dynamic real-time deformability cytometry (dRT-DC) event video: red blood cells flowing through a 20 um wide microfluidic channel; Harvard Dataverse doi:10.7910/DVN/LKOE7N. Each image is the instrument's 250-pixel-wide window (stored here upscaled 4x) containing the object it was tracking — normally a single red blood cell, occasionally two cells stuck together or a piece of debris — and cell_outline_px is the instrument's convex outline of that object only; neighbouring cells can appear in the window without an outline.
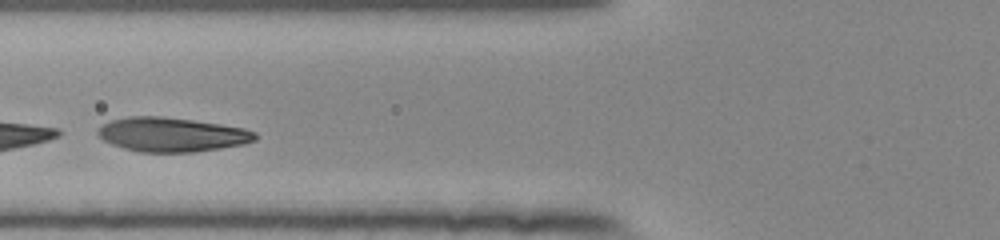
{"species": "human", "species_latin": "Homo sapiens", "temperature_condition": "room temperature", "stored_images_in_passage": 35, "segment_of_instrument_passage": [2, 2], "camera_frame_rate_fps": 3000, "um_per_image_px": 0.085, "donor": {"sex": "female"}, "frame": {"image": 1, "passage_image": 11, "time_ms": 3.333, "image_size_px": [1000, 240], "cell_outline_px": [[256, 140], [244, 144], [220, 148], [192, 152], [140, 152], [124, 148], [112, 144], [104, 140], [96, 132], [100, 124], [108, 120], [128, 116], [164, 116], [220, 124], [244, 128], [256, 132]], "centroid_in_image_um": [14.56, 11.43], "position_along_channel_um": 111.2, "area_um2": 31.5}}
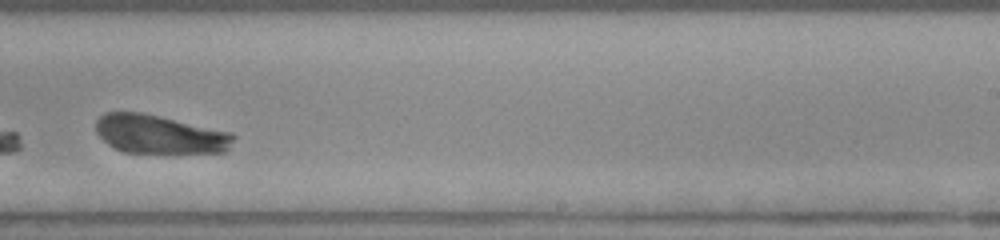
{"frame": {"image": 2, "passage_image": 24, "time_ms": 7.667, "image_size_px": [1000, 240], "cell_outline_px": [[236, 136], [228, 148], [224, 152], [124, 152], [108, 144], [96, 132], [96, 120], [104, 112], [144, 112], [232, 132]], "centroid_in_image_um": [13.56, 11.39], "position_along_channel_um": 275.4, "area_um2": 30.92}}
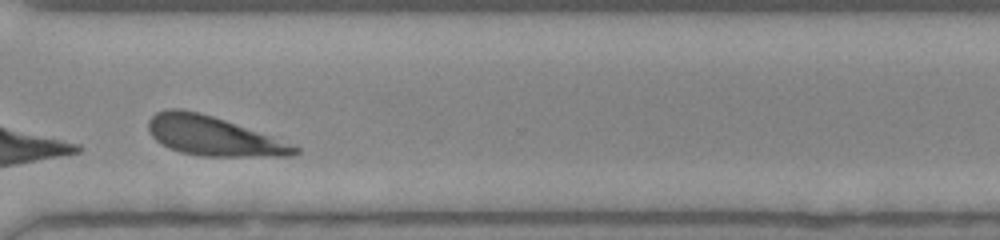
{"frame": {"image": 3, "passage_image": 30, "time_ms": 9.667, "image_size_px": [1000, 240], "cell_outline_px": [[300, 152], [292, 156], [200, 156], [180, 152], [168, 148], [156, 140], [148, 132], [148, 120], [156, 112], [168, 108], [180, 108], [200, 112], [224, 120], [292, 144], [300, 148]], "centroid_in_image_um": [18.07, 11.56], "position_along_channel_um": 352.5, "area_um2": 33.29}}